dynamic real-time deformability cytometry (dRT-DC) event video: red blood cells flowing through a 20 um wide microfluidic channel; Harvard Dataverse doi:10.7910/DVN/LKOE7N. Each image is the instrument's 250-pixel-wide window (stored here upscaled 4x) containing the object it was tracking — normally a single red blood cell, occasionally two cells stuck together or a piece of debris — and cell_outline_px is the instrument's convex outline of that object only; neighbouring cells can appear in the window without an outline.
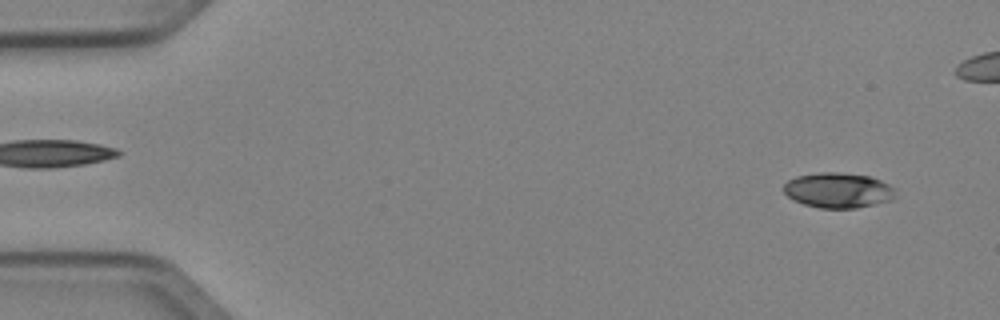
{"species": "Egyptian fruit bat (a non-hibernating species)", "species_latin": "Rousettus aegyptiacus", "temperature_condition": "cold", "stored_images_in_passage": 45, "camera_frame_rate_fps": 3000, "um_per_image_px": 0.085, "animal": {"sex": "female"}, "frame": {"image": 1, "passage_image": 3, "time_ms": 0.667, "image_size_px": [1000, 320], "cell_outline_px": [[896, 196], [892, 200], [856, 208], [820, 208], [804, 204], [792, 200], [784, 192], [784, 184], [788, 180], [796, 176], [820, 172], [836, 172], [868, 176], [880, 180], [896, 188]], "centroid_in_image_um": [71.25, 16.18], "position_along_channel_um": 13.7, "area_um2": 23.0}}
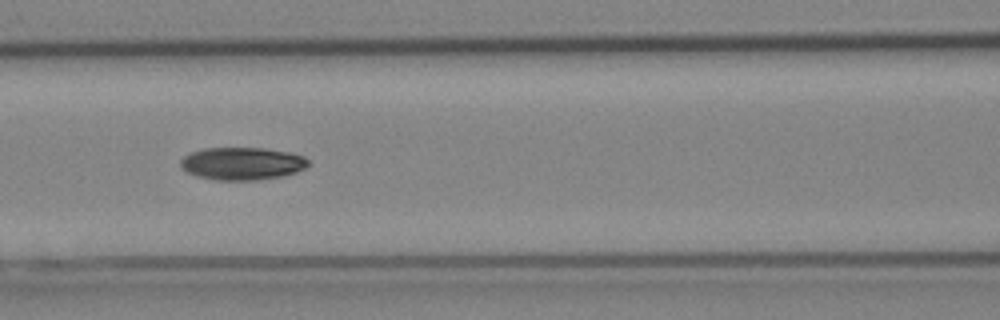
{"frame": {"image": 2, "passage_image": 22, "time_ms": 7.0, "image_size_px": [1000, 320], "cell_outline_px": [[308, 164], [304, 168], [296, 172], [280, 176], [256, 180], [216, 180], [196, 176], [188, 172], [180, 164], [180, 160], [184, 156], [192, 152], [204, 148], [264, 148], [288, 152], [304, 156], [308, 160]], "centroid_in_image_um": [20.57, 13.9], "position_along_channel_um": 146.0, "area_um2": 24.1}}
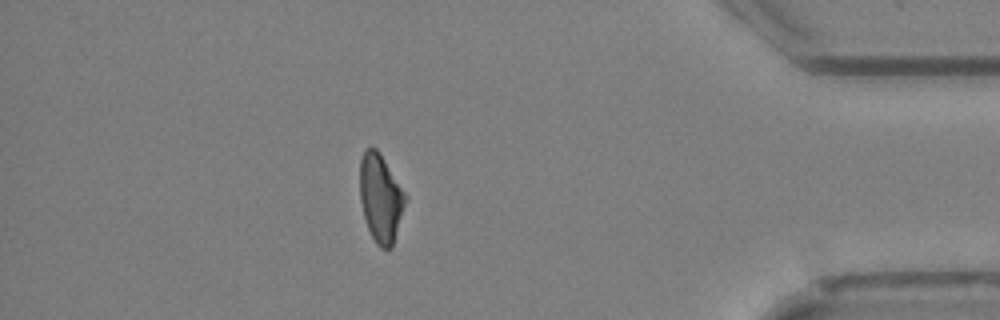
{"frame": {"image": 3, "passage_image": 44, "time_ms": 14.333, "image_size_px": [1000, 320], "cell_outline_px": [[408, 196], [392, 248], [380, 248], [376, 244], [368, 228], [364, 216], [360, 200], [360, 160], [364, 148], [376, 148], [380, 152]], "centroid_in_image_um": [32.36, 16.82], "position_along_channel_um": 402.8, "area_um2": 23.52}}